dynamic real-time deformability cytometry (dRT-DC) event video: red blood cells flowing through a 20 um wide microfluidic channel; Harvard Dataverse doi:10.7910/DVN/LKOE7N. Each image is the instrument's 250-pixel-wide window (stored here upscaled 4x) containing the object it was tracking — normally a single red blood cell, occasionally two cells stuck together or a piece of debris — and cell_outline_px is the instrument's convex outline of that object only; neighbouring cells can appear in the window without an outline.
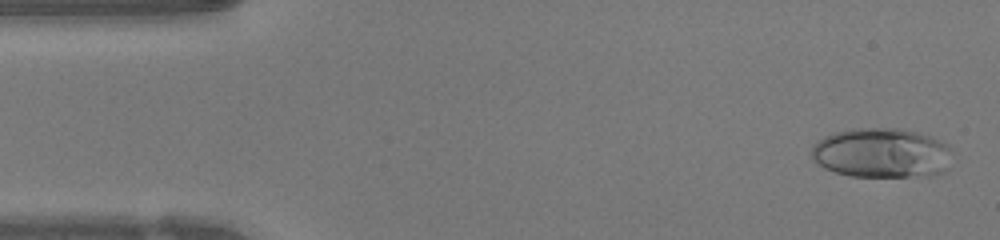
{"species": "human", "species_latin": "Homo sapiens", "temperature_condition": "warm", "stored_images_in_passage": 17, "camera_frame_rate_fps": 3000, "um_per_image_px": 0.085, "donor": {"sex": "female"}, "frame": {"image": 1, "passage_image": 2, "time_ms": 0.333, "image_size_px": [1000, 240], "cell_outline_px": [[948, 168], [944, 172], [908, 176], [852, 176], [836, 172], [824, 168], [812, 160], [812, 144], [816, 140], [824, 136], [836, 132], [852, 128], [900, 128], [916, 132], [928, 136], [948, 144]], "centroid_in_image_um": [74.86, 12.98], "position_along_channel_um": 10.1, "area_um2": 40.46}}
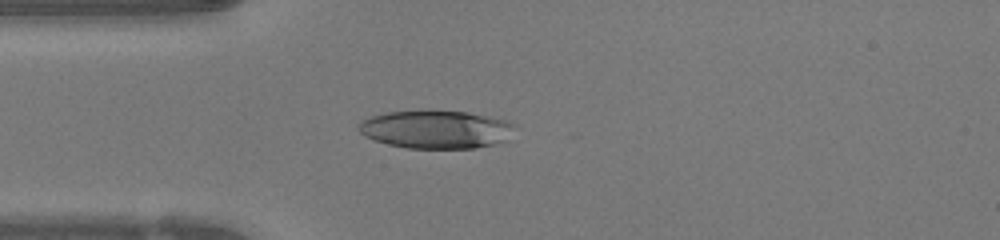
{"frame": {"image": 2, "passage_image": 12, "time_ms": 3.667, "image_size_px": [1000, 240], "cell_outline_px": [[512, 124], [504, 140], [492, 144], [476, 148], [408, 148], [388, 144], [364, 136], [356, 128], [356, 124], [360, 120], [372, 116], [388, 112], [420, 108], [428, 108], [468, 112], [508, 120]], "centroid_in_image_um": [36.93, 10.95], "position_along_channel_um": 48.1, "area_um2": 35.08}}
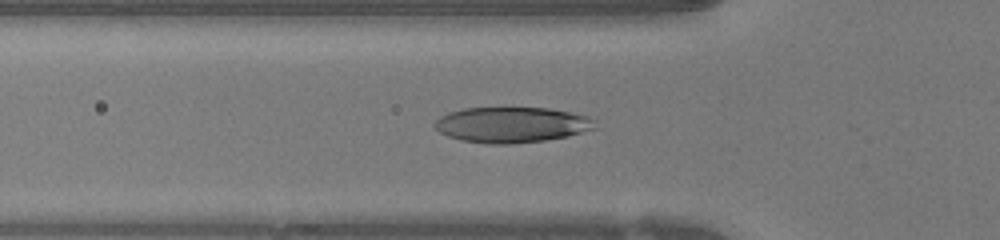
{"frame": {"image": 3, "passage_image": 15, "time_ms": 4.667, "image_size_px": [1000, 240], "cell_outline_px": [[596, 128], [568, 136], [544, 140], [508, 144], [488, 144], [460, 140], [448, 136], [440, 132], [432, 124], [440, 116], [448, 112], [464, 108], [548, 108], [588, 116], [596, 120]], "centroid_in_image_um": [43.48, 10.6], "position_along_channel_um": 82.3, "area_um2": 33.23}}